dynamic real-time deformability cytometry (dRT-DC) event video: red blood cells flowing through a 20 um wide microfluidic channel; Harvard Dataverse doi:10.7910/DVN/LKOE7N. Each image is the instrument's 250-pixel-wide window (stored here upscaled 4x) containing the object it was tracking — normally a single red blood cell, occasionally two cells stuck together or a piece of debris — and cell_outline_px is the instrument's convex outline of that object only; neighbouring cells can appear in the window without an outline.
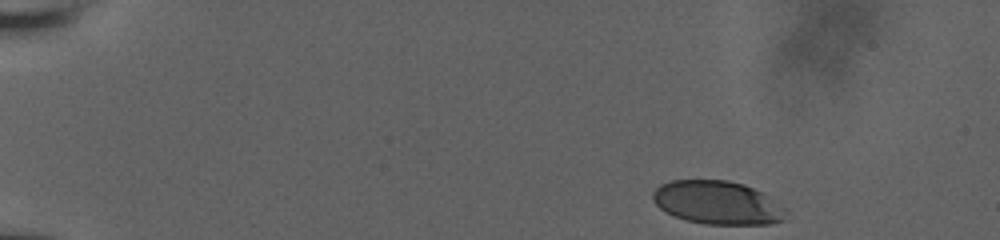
{"species": "human", "species_latin": "Homo sapiens", "temperature_condition": "room temperature", "stored_images_in_passage": 43, "camera_frame_rate_fps": 3000, "um_per_image_px": 0.085, "donor": {"sex": "male"}, "frame": {"image": 1, "passage_image": 1, "time_ms": 0.0, "image_size_px": [1000, 240], "cell_outline_px": [[788, 212], [784, 220], [768, 224], [704, 224], [688, 220], [676, 216], [660, 208], [652, 200], [652, 192], [660, 184], [672, 180], [728, 180], [744, 184], [764, 192], [784, 208]], "centroid_in_image_um": [61.0, 17.21], "position_along_channel_um": 24.0, "area_um2": 33.7}}
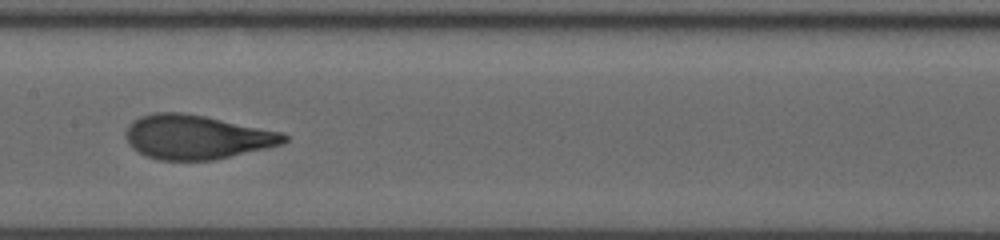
{"frame": {"image": 2, "passage_image": 24, "time_ms": 7.667, "image_size_px": [1000, 240], "cell_outline_px": [[288, 140], [280, 144], [268, 148], [216, 160], [160, 160], [144, 156], [132, 148], [128, 144], [124, 136], [124, 132], [132, 120], [140, 116], [152, 112], [180, 112], [204, 116], [284, 132], [288, 136]], "centroid_in_image_um": [16.68, 11.65], "position_along_channel_um": 190.7, "area_um2": 41.21}}
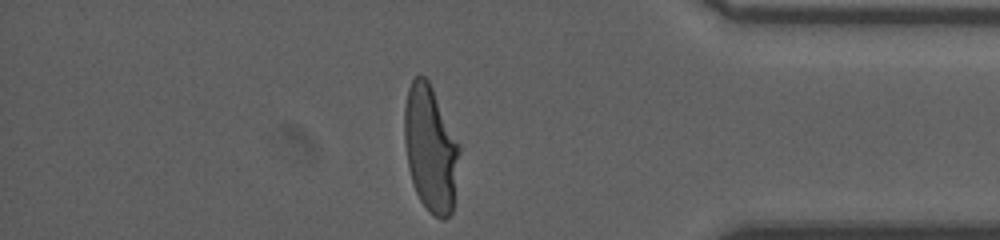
{"frame": {"image": 3, "passage_image": 42, "time_ms": 13.667, "image_size_px": [1000, 240], "cell_outline_px": [[460, 152], [452, 212], [444, 220], [440, 220], [428, 212], [420, 200], [416, 192], [408, 168], [404, 140], [404, 108], [408, 88], [412, 80], [416, 76], [424, 76], [428, 80], [460, 144]], "centroid_in_image_um": [36.59, 12.66], "position_along_channel_um": 398.6, "area_um2": 40.46}, "authors_computed_cell_mechanics": {"area_um2": 39.6508, "velocity_mm_per_s": 3.831, "shape_relaxation_time_tau1_ms": 4.4372, "shape_relaxation_time_tau2_ms": null, "deformation_change_tau1": 0.2135, "deformation_change_tau2": null}}